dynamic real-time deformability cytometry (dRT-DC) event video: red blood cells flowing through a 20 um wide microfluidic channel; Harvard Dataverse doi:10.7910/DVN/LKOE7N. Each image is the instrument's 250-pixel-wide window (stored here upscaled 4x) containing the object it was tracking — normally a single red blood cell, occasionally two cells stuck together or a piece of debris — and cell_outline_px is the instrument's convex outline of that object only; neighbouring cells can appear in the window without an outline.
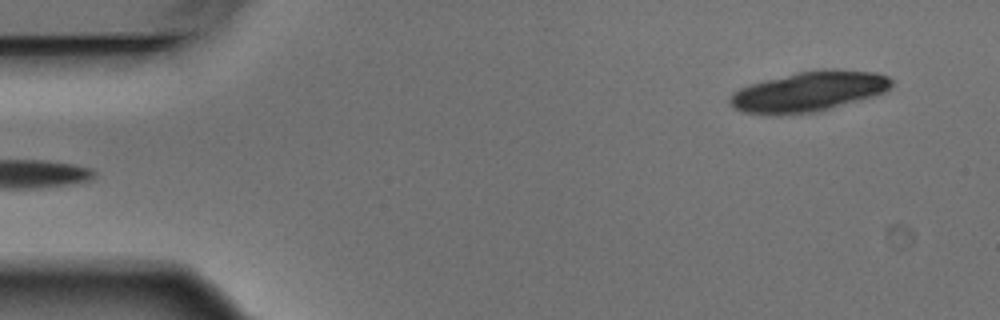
{"species": "Egyptian fruit bat (a non-hibernating species)", "species_latin": "Rousettus aegyptiacus", "temperature_condition": "warm", "stored_images_in_passage": 3, "camera_frame_rate_fps": 3000, "um_per_image_px": 0.085, "animal": {"sex": "male"}, "frame": {"image": 1, "passage_image": 3, "time_ms": 0.667, "image_size_px": [1000, 320], "cell_outline_px": [[892, 84], [884, 92], [872, 96], [816, 112], [740, 112], [728, 100], [732, 92], [740, 88], [764, 80], [796, 72], [820, 68], [836, 68], [876, 72], [888, 76], [892, 80]], "centroid_in_image_um": [68.8, 7.71], "position_along_channel_um": 16.2, "area_um2": 36.99}}